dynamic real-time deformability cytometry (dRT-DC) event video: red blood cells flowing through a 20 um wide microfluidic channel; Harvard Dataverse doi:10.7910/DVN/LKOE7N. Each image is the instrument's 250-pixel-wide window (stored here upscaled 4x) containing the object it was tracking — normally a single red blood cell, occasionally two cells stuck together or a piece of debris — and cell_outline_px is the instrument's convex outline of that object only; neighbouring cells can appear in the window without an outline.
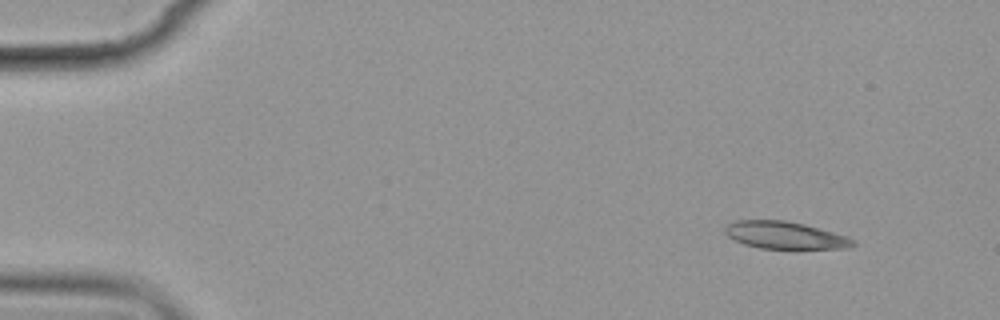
{"species": "common noctule bat (a hibernating species)", "species_latin": "Nyctalus noctula", "temperature_condition": "cold", "stored_images_in_passage": 4, "camera_frame_rate_fps": 3000, "um_per_image_px": 0.085, "animal": {"sex": "female", "body_mass_g": 19.9}, "frame": {"image": 1, "passage_image": 1, "time_ms": 0.0, "image_size_px": [1000, 320], "cell_outline_px": [[856, 244], [848, 248], [760, 248], [744, 244], [728, 236], [724, 232], [724, 228], [728, 224], [736, 220], [784, 220], [804, 224], [820, 228], [848, 236], [856, 240]], "centroid_in_image_um": [66.75, 19.98], "position_along_channel_um": 18.3, "area_um2": 20.29}}
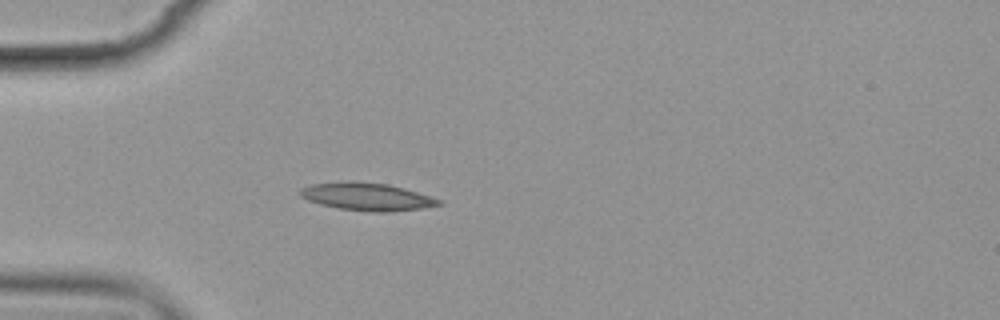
{"frame": {"image": 2, "passage_image": 4, "time_ms": 3.667, "image_size_px": [1000, 320], "cell_outline_px": [[444, 204], [420, 208], [392, 212], [372, 212], [340, 208], [320, 204], [308, 200], [300, 196], [300, 188], [312, 184], [348, 180], [352, 180], [388, 184], [404, 188], [440, 200]], "centroid_in_image_um": [31.15, 16.7], "position_along_channel_um": 53.8, "area_um2": 22.31}}